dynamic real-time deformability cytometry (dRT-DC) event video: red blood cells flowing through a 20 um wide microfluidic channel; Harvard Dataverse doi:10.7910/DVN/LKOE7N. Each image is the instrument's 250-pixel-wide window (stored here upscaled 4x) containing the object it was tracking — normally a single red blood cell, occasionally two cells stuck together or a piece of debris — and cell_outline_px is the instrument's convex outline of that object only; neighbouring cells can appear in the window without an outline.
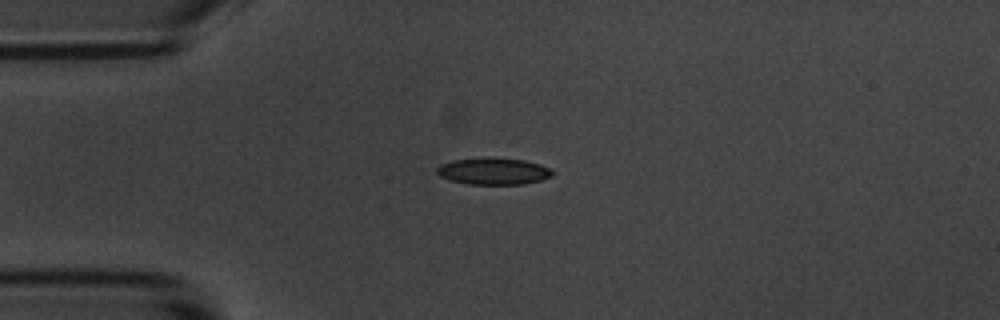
{"species": "common noctule bat (a hibernating species)", "species_latin": "Nyctalus noctula", "temperature_condition": "room temperature", "stored_images_in_passage": 43, "camera_frame_rate_fps": 3000, "um_per_image_px": 0.085, "animal": {"sex": "male", "body_mass_g": 20.1, "forearm_length_mm": 53.5}, "frame": {"image": 1, "passage_image": 1, "time_ms": 0.0, "image_size_px": [1000, 320], "cell_outline_px": [[556, 172], [552, 176], [540, 180], [524, 184], [468, 184], [452, 180], [440, 176], [436, 172], [436, 168], [440, 164], [452, 160], [524, 160], [540, 164]], "centroid_in_image_um": [41.97, 14.59], "position_along_channel_um": 43.0, "area_um2": 17.22}}
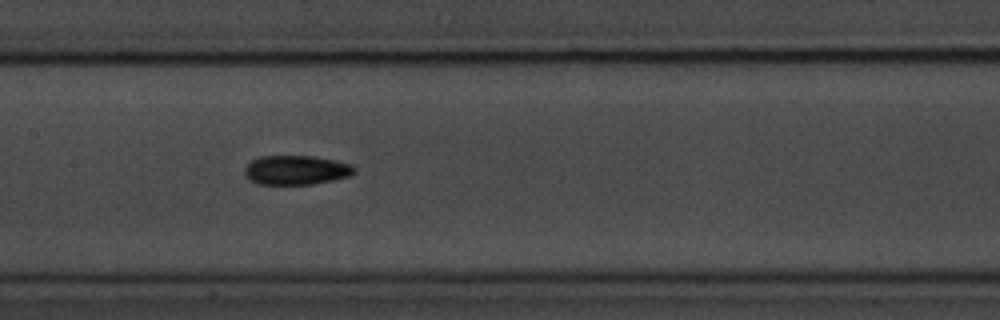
{"frame": {"image": 2, "passage_image": 14, "time_ms": 4.333, "image_size_px": [1000, 320], "cell_outline_px": [[356, 172], [348, 176], [332, 180], [312, 184], [256, 184], [248, 180], [244, 176], [244, 168], [252, 160], [260, 156], [312, 156], [336, 160], [352, 164], [356, 168]], "centroid_in_image_um": [25.15, 14.45], "position_along_channel_um": 182.2, "area_um2": 18.9}}
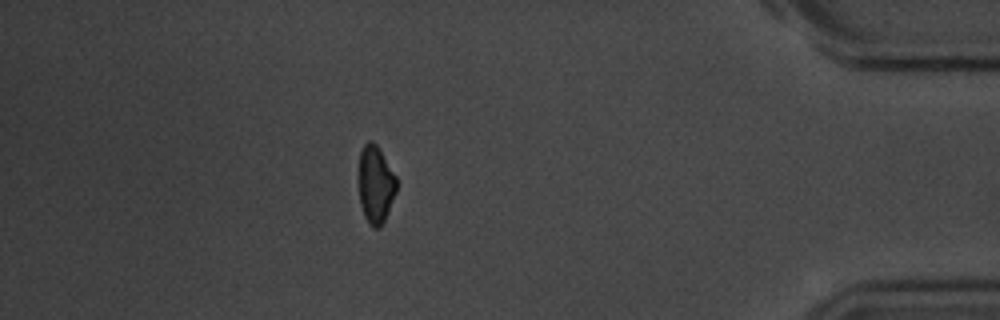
{"frame": {"image": 3, "passage_image": 36, "time_ms": 11.667, "image_size_px": [1000, 320], "cell_outline_px": [[396, 192], [388, 212], [384, 220], [376, 228], [372, 228], [364, 216], [360, 204], [360, 152], [364, 144], [368, 140], [372, 140], [376, 144], [396, 176]], "centroid_in_image_um": [31.93, 15.67], "position_along_channel_um": 403.3, "area_um2": 16.7}, "authors_computed_cell_mechanics": {"area_um2": 17.8602, "velocity_mm_per_s": 3.6389, "shape_relaxation_time_tau1_ms": 4.124, "shape_relaxation_time_tau2_ms": 5.0779, "deformation_change_tau1": 0.1213, "deformation_change_tau2": 0.1068}}